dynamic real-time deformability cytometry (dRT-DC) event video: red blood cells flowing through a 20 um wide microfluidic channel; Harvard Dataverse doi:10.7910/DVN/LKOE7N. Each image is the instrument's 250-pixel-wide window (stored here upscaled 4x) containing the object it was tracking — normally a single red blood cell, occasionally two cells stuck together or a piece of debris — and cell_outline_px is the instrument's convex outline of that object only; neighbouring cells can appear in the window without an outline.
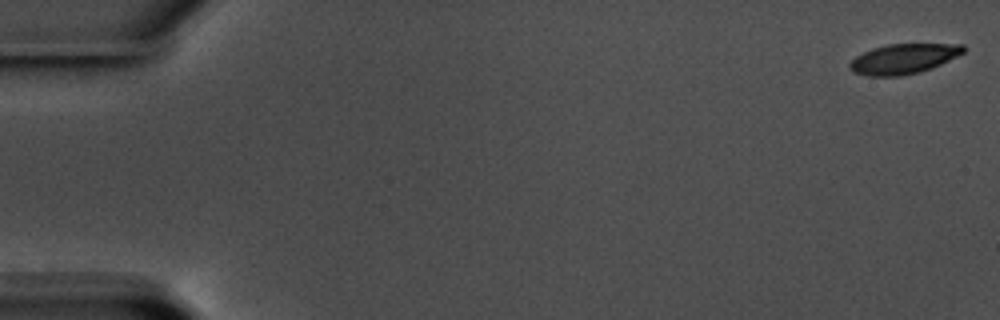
{"species": "common noctule bat (a hibernating species)", "species_latin": "Nyctalus noctula", "temperature_condition": "warm", "stored_images_in_passage": 58, "camera_frame_rate_fps": 3000, "um_per_image_px": 0.085, "animal": {"sex": "male", "body_mass_g": 17.5, "forearm_length_mm": 52.3}, "frame": {"image": 1, "passage_image": 1, "time_ms": 0.0, "image_size_px": [1000, 320], "cell_outline_px": [[964, 52], [932, 68], [920, 72], [900, 76], [868, 76], [852, 72], [848, 64], [856, 56], [872, 48], [888, 44], [964, 44]], "centroid_in_image_um": [76.77, 5.0], "position_along_channel_um": 8.2, "area_um2": 19.77}}
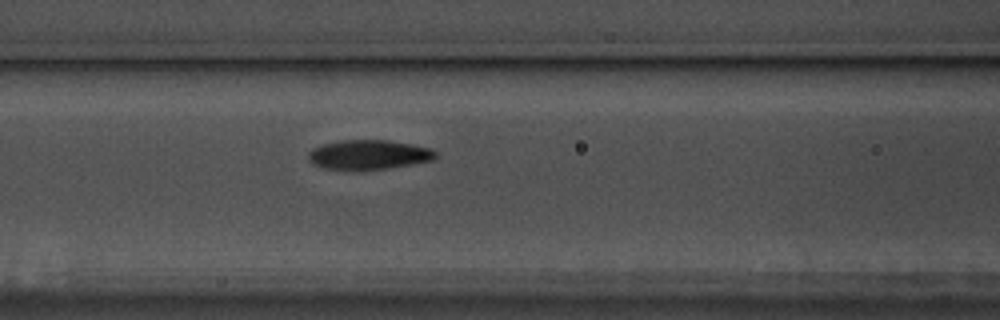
{"frame": {"image": 2, "passage_image": 25, "time_ms": 8.0, "image_size_px": [1000, 320], "cell_outline_px": [[436, 156], [432, 160], [412, 164], [388, 168], [360, 172], [356, 172], [324, 168], [312, 164], [308, 160], [308, 152], [312, 148], [324, 144], [340, 140], [388, 140], [412, 144], [432, 148], [436, 152]], "centroid_in_image_um": [31.3, 13.17], "position_along_channel_um": 135.3, "area_um2": 22.48}}
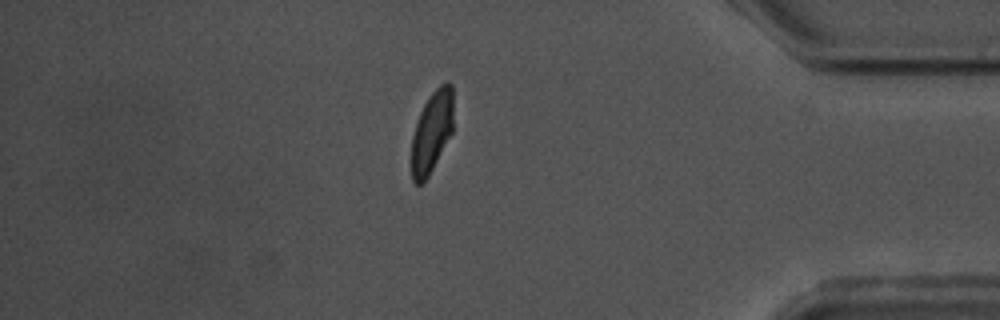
{"frame": {"image": 3, "passage_image": 50, "time_ms": 16.333, "image_size_px": [1000, 320], "cell_outline_px": [[452, 132], [428, 176], [420, 184], [416, 184], [412, 180], [412, 136], [420, 112], [428, 96], [440, 84], [448, 80], [452, 84]], "centroid_in_image_um": [36.7, 11.16], "position_along_channel_um": 398.5, "area_um2": 19.59}}